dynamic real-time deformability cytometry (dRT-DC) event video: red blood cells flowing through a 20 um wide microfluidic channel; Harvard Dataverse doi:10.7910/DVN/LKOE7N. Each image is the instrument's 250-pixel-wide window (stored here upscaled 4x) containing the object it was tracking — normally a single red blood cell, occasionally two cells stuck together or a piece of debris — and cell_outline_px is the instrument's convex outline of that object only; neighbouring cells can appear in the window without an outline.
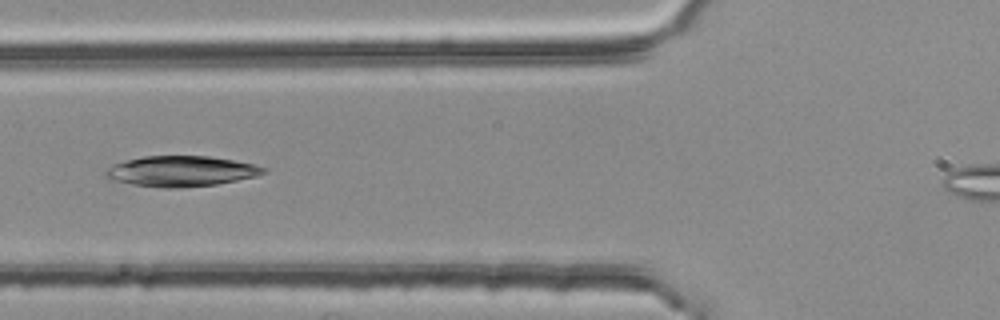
{"species": "common noctule bat (a hibernating species)", "species_latin": "Nyctalus noctula", "temperature_condition": "room temperature", "stored_images_in_passage": 3, "camera_frame_rate_fps": 3000, "um_per_image_px": 0.085, "animal": {"sex": "female", "body_mass_g": 25.1}, "frame": {"image": 1, "passage_image": 3, "time_ms": 0.667, "image_size_px": [1000, 320], "cell_outline_px": [[268, 172], [256, 176], [216, 184], [180, 188], [164, 188], [132, 184], [112, 180], [104, 176], [104, 172], [112, 164], [144, 156], [208, 156], [256, 164], [268, 168]], "centroid_in_image_um": [15.41, 14.55], "position_along_channel_um": 110.4, "area_um2": 28.09}}